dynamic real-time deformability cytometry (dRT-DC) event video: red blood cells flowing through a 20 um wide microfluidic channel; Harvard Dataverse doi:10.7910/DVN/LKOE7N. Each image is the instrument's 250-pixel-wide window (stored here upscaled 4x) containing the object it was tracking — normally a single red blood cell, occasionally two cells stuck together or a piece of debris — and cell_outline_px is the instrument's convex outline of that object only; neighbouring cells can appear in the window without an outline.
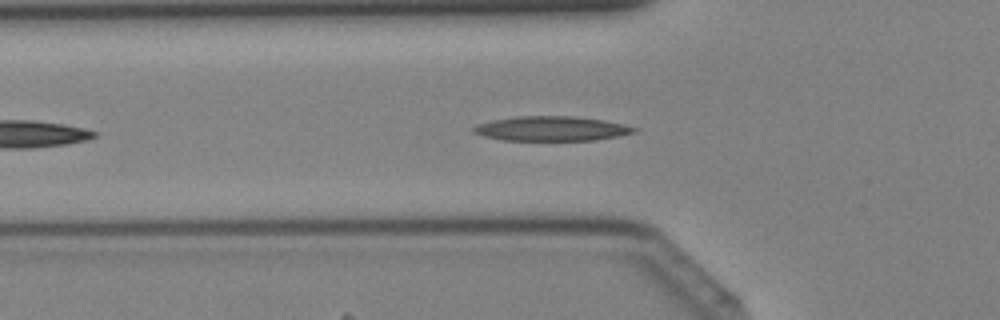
{"species": "Egyptian fruit bat (a non-hibernating species)", "species_latin": "Rousettus aegyptiacus", "temperature_condition": "cold", "stored_images_in_passage": 30, "camera_frame_rate_fps": 3000, "um_per_image_px": 0.085, "animal": {"sex": "female"}, "frame": {"image": 1, "passage_image": 4, "time_ms": 1.0, "image_size_px": [1000, 320], "cell_outline_px": [[640, 128], [636, 132], [620, 136], [596, 140], [500, 140], [484, 136], [472, 132], [472, 128], [476, 124], [492, 120], [516, 116], [576, 116], [604, 120], [624, 124]], "centroid_in_image_um": [46.9, 10.93], "position_along_channel_um": 78.9, "area_um2": 23.29}}
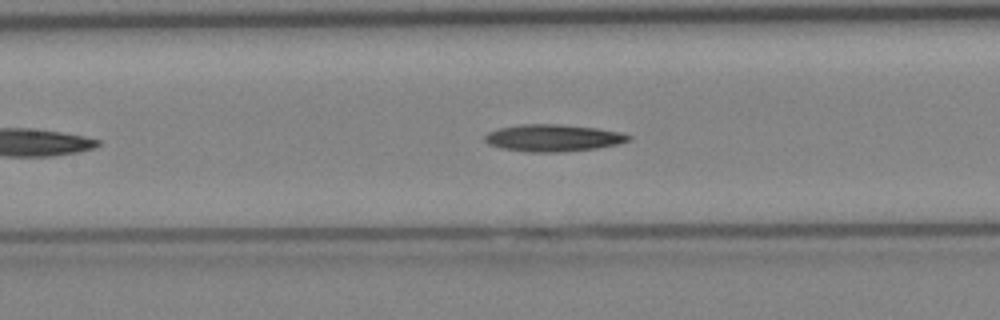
{"frame": {"image": 2, "passage_image": 9, "time_ms": 2.667, "image_size_px": [1000, 320], "cell_outline_px": [[632, 140], [616, 144], [596, 148], [560, 152], [528, 152], [500, 148], [488, 144], [484, 140], [484, 136], [488, 132], [496, 128], [516, 124], [560, 124], [596, 128], [620, 132], [632, 136]], "centroid_in_image_um": [46.96, 11.71], "position_along_channel_um": 160.4, "area_um2": 22.83}}
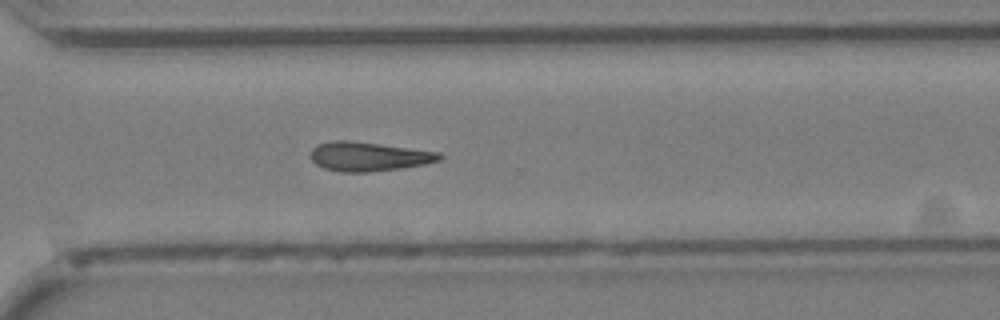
{"frame": {"image": 3, "passage_image": 20, "time_ms": 6.333, "image_size_px": [1000, 320], "cell_outline_px": [[444, 156], [440, 160], [424, 164], [400, 168], [368, 172], [340, 172], [324, 168], [316, 164], [312, 160], [312, 148], [316, 144], [332, 140], [348, 140], [440, 152]], "centroid_in_image_um": [31.32, 13.3], "position_along_channel_um": 339.3, "area_um2": 21.79}}